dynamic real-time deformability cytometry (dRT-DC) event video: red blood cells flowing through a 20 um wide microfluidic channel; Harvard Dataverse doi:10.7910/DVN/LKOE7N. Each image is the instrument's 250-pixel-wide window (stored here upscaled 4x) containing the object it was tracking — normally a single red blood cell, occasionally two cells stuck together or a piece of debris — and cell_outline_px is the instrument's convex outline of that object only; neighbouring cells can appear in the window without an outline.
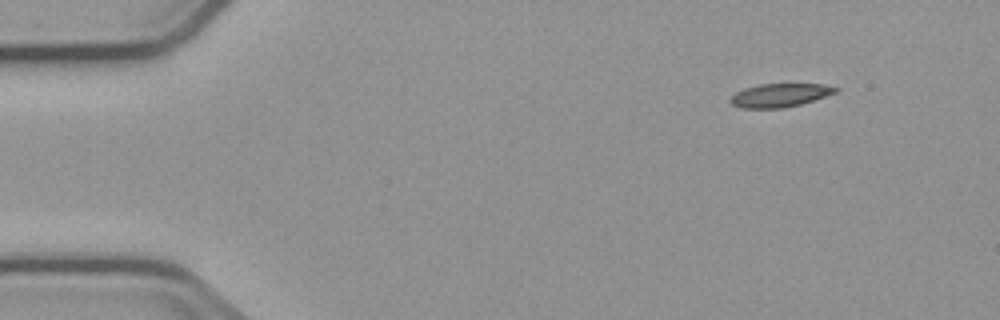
{"species": "common noctule bat (a hibernating species)", "species_latin": "Nyctalus noctula", "temperature_condition": "cold", "stored_images_in_passage": 4, "segment_of_instrument_passage": [2, 2], "camera_frame_rate_fps": 3000, "um_per_image_px": 0.085, "animal": {"sex": "male", "body_mass_g": 23.1, "forearm_length_mm": 52.7}, "frame": {"image": 1, "passage_image": 4, "time_ms": 4.667, "image_size_px": [1000, 320], "cell_outline_px": [[840, 88], [836, 92], [800, 104], [784, 108], [740, 108], [732, 104], [728, 100], [736, 92], [744, 88], [760, 84], [824, 84]], "centroid_in_image_um": [66.25, 8.09], "position_along_channel_um": 18.7, "area_um2": 14.28}}